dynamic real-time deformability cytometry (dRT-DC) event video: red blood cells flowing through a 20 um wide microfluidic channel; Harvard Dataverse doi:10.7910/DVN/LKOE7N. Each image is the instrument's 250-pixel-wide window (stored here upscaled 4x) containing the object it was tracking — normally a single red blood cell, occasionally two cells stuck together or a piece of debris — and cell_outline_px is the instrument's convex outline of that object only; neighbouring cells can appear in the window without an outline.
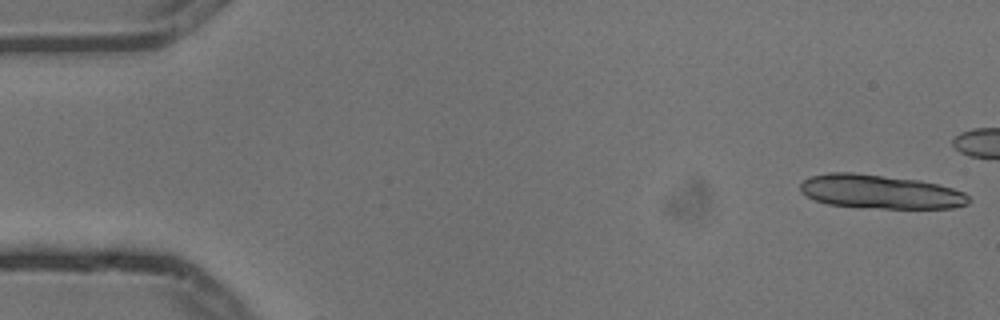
{"species": "common noctule bat (a hibernating species)", "species_latin": "Nyctalus noctula", "temperature_condition": "cold", "stored_images_in_passage": 6, "segment_of_instrument_passage": [2, 2], "camera_frame_rate_fps": 3000, "um_per_image_px": 0.085, "animal": {"sex": "male", "body_mass_g": 13.3}, "frame": {"image": 1, "passage_image": 6, "time_ms": 1.667, "image_size_px": [1000, 320], "cell_outline_px": [[968, 204], [952, 208], [864, 208], [828, 204], [816, 200], [800, 192], [800, 184], [804, 180], [812, 176], [828, 172], [852, 172], [920, 180], [952, 188], [964, 192], [968, 196]], "centroid_in_image_um": [74.8, 16.3], "position_along_channel_um": 10.2, "area_um2": 33.23}}